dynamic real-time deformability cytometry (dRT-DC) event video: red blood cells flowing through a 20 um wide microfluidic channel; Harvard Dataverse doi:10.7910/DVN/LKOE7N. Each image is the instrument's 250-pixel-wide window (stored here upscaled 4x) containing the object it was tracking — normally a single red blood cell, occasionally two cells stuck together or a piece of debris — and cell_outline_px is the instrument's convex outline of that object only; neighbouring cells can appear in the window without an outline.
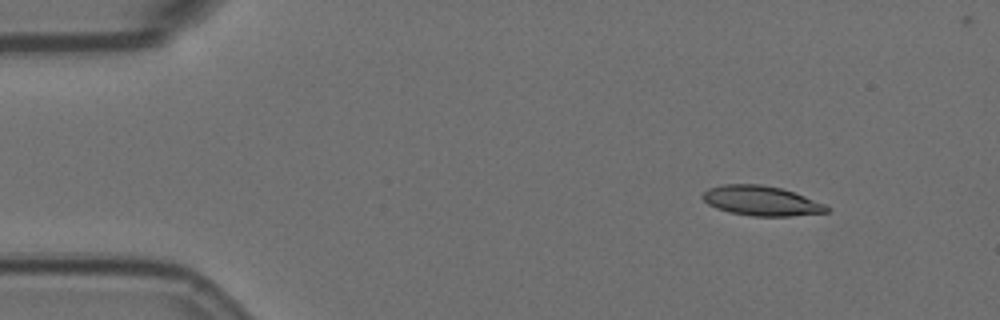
{"species": "Egyptian fruit bat (a non-hibernating species)", "species_latin": "Rousettus aegyptiacus", "temperature_condition": "room temperature", "stored_images_in_passage": 5, "camera_frame_rate_fps": 3000, "um_per_image_px": 0.085, "animal": {"sex": "female"}, "frame": {"image": 1, "passage_image": 2, "time_ms": 0.333, "image_size_px": [1000, 320], "cell_outline_px": [[832, 208], [828, 212], [788, 216], [752, 216], [728, 212], [716, 208], [708, 204], [700, 196], [708, 188], [724, 184], [760, 184], [780, 188], [804, 196], [824, 204]], "centroid_in_image_um": [64.68, 17.07], "position_along_channel_um": 20.3, "area_um2": 21.44}}
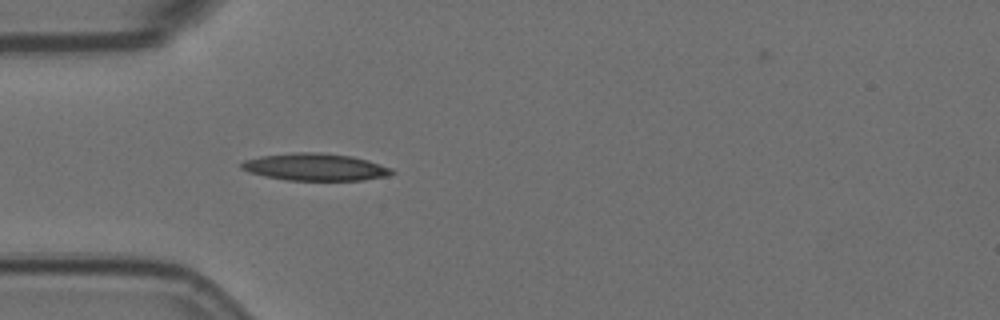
{"frame": {"image": 2, "passage_image": 5, "time_ms": 1.333, "image_size_px": [1000, 320], "cell_outline_px": [[396, 172], [388, 176], [364, 180], [284, 180], [264, 176], [248, 172], [240, 168], [240, 164], [244, 160], [260, 156], [296, 152], [320, 152], [352, 156], [368, 160], [392, 168]], "centroid_in_image_um": [26.79, 14.2], "position_along_channel_um": 58.2, "area_um2": 24.04}}